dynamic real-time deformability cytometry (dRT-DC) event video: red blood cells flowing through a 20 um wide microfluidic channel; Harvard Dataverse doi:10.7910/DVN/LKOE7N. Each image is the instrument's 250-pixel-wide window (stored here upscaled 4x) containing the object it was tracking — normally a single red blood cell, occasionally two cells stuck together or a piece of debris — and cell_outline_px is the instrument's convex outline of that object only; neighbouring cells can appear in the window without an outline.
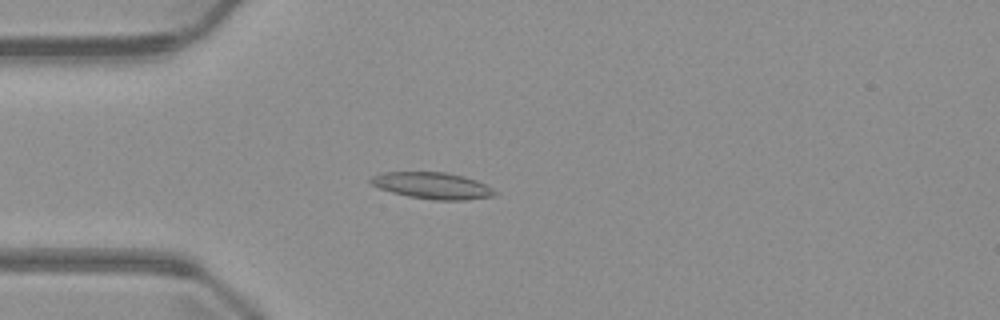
{"species": "common noctule bat (a hibernating species)", "species_latin": "Nyctalus noctula", "temperature_condition": "warm", "stored_images_in_passage": 3, "camera_frame_rate_fps": 3000, "um_per_image_px": 0.085, "animal": {"sex": "male", "body_mass_g": 23.1, "forearm_length_mm": 52.7}, "frame": {"image": 1, "passage_image": 3, "time_ms": 2.333, "image_size_px": [1000, 320], "cell_outline_px": [[500, 192], [496, 196], [464, 200], [432, 200], [408, 196], [392, 192], [380, 188], [372, 184], [368, 180], [372, 176], [380, 172], [448, 172], [464, 176], [476, 180]], "centroid_in_image_um": [36.78, 15.78], "position_along_channel_um": 48.2, "area_um2": 19.36}}